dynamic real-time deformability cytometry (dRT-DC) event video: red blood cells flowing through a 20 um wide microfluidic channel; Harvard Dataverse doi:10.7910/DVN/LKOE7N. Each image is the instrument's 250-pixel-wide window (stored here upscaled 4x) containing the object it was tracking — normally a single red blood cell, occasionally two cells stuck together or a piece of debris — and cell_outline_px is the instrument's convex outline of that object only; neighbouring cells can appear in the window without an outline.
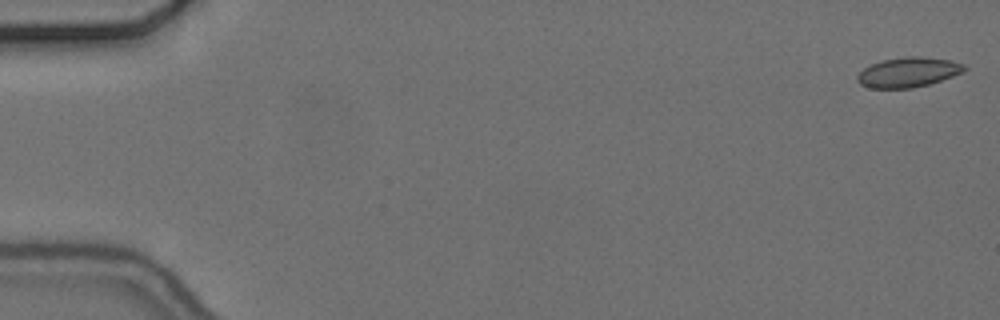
{"species": "common noctule bat (a hibernating species)", "species_latin": "Nyctalus noctula", "temperature_condition": "cold", "stored_images_in_passage": 11, "camera_frame_rate_fps": 3000, "um_per_image_px": 0.085, "animal": {"sex": "female", "body_mass_g": 24.6, "forearm_length_mm": 56.2}, "frame": {"image": 1, "passage_image": 1, "time_ms": 0.0, "image_size_px": [1000, 320], "cell_outline_px": [[968, 68], [964, 72], [928, 84], [912, 88], [872, 88], [860, 84], [856, 80], [856, 76], [864, 68], [880, 60], [908, 56], [920, 56], [952, 60], [964, 64]], "centroid_in_image_um": [77.21, 6.13], "position_along_channel_um": 7.8, "area_um2": 18.67}}